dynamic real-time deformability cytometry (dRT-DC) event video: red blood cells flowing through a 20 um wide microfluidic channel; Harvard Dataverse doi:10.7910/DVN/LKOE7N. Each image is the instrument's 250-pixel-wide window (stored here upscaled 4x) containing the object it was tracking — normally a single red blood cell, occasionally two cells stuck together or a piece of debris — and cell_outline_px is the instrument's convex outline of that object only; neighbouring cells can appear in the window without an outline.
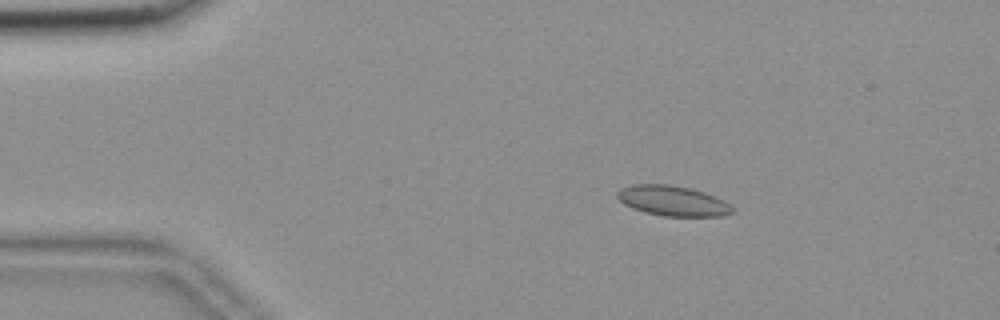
{"species": "common noctule bat (a hibernating species)", "species_latin": "Nyctalus noctula", "temperature_condition": "room temperature", "stored_images_in_passage": 51, "camera_frame_rate_fps": 3000, "um_per_image_px": 0.085, "animal": {"sex": "female", "body_mass_g": 18.4}, "frame": {"image": 1, "passage_image": 5, "time_ms": 1.333, "image_size_px": [1000, 320], "cell_outline_px": [[732, 212], [724, 216], [664, 216], [644, 212], [632, 208], [624, 204], [616, 196], [616, 192], [620, 188], [632, 184], [668, 184], [688, 188], [704, 192], [724, 200], [732, 208]], "centroid_in_image_um": [57.13, 17.07], "position_along_channel_um": 27.9, "area_um2": 20.17}}
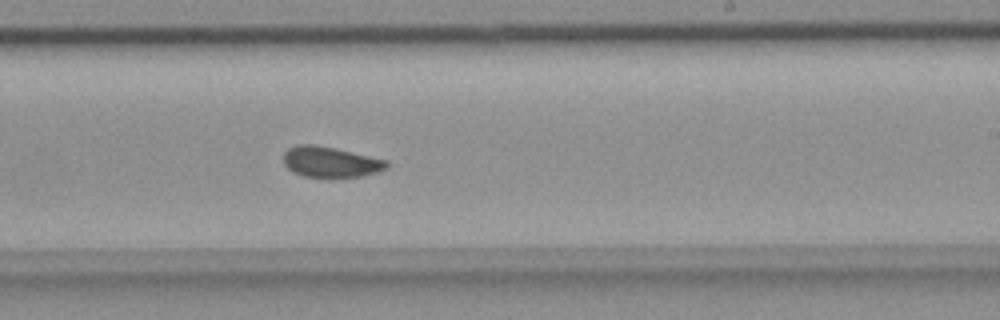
{"frame": {"image": 2, "passage_image": 29, "time_ms": 9.333, "image_size_px": [1000, 320], "cell_outline_px": [[388, 168], [376, 172], [360, 176], [304, 176], [292, 172], [284, 164], [284, 152], [288, 148], [296, 144], [312, 144], [336, 148], [388, 160]], "centroid_in_image_um": [28.08, 13.74], "position_along_channel_um": 260.9, "area_um2": 18.26}}
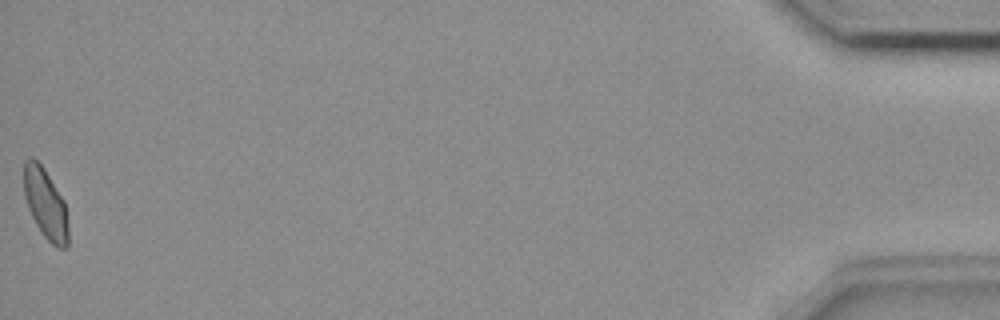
{"frame": {"image": 3, "passage_image": 51, "time_ms": 16.667, "image_size_px": [1000, 320], "cell_outline_px": [[68, 248], [56, 248], [44, 236], [36, 224], [28, 208], [24, 196], [24, 160], [28, 156], [32, 156], [44, 168], [64, 200], [68, 228]], "centroid_in_image_um": [3.86, 17.31], "position_along_channel_um": 431.3, "area_um2": 18.21}, "authors_computed_cell_mechanics": {"area_um2": 18.6694, "velocity_mm_per_s": 3.6735, "shape_relaxation_time_tau1_ms": 8.032, "shape_relaxation_time_tau2_ms": 1.0172, "deformation_change_tau1": 0.1039, "deformation_change_tau2": 0.0531}}